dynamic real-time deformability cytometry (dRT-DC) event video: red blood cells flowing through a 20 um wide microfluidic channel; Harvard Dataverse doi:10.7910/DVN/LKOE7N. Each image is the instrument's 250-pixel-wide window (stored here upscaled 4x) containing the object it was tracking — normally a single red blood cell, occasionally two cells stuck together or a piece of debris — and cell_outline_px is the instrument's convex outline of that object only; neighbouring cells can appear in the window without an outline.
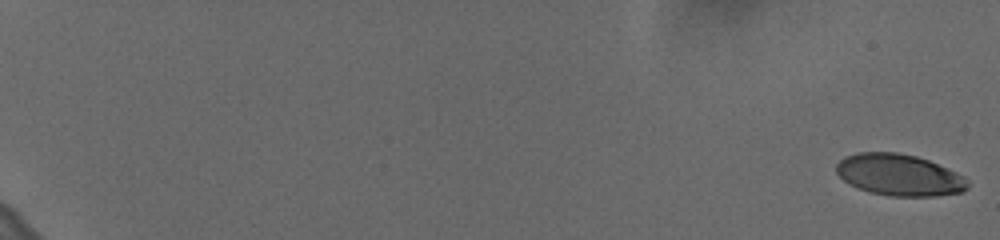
{"species": "human", "species_latin": "Homo sapiens", "temperature_condition": "cold", "stored_images_in_passage": 59, "camera_frame_rate_fps": 3000, "um_per_image_px": 0.085, "donor": {"sex": "female"}, "frame": {"image": 1, "passage_image": 1, "time_ms": 0.0, "image_size_px": [1000, 240], "cell_outline_px": [[968, 188], [964, 192], [936, 196], [888, 196], [868, 192], [856, 188], [848, 184], [836, 172], [836, 164], [844, 156], [856, 152], [896, 152], [916, 156], [928, 160], [956, 172], [964, 176], [968, 180]], "centroid_in_image_um": [76.42, 14.88], "position_along_channel_um": 8.6, "area_um2": 32.14}}
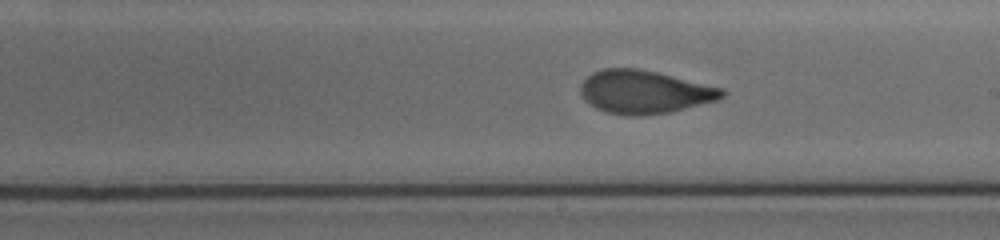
{"frame": {"image": 2, "passage_image": 39, "time_ms": 12.667, "image_size_px": [1000, 240], "cell_outline_px": [[724, 96], [720, 100], [672, 112], [640, 116], [628, 116], [608, 112], [596, 108], [584, 100], [580, 92], [580, 84], [592, 72], [604, 68], [640, 68], [724, 88]], "centroid_in_image_um": [54.79, 7.82], "position_along_channel_um": 234.2, "area_um2": 35.95}}
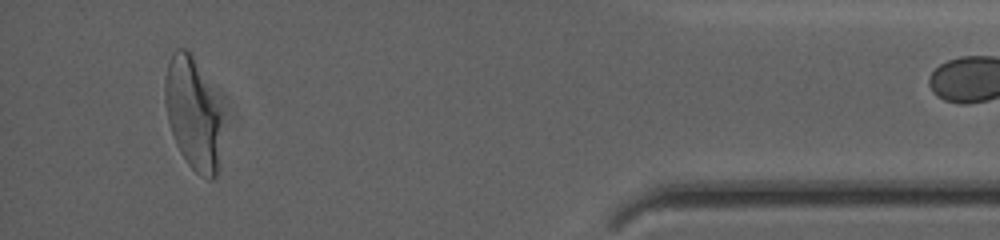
{"frame": {"image": 3, "passage_image": 58, "time_ms": 19.0, "image_size_px": [1000, 240], "cell_outline_px": [[220, 120], [216, 176], [212, 180], [208, 180], [200, 176], [188, 164], [180, 152], [176, 144], [168, 124], [164, 100], [164, 80], [168, 64], [172, 52], [176, 48], [188, 48], [192, 52], [220, 116]], "centroid_in_image_um": [16.31, 9.64], "position_along_channel_um": 418.9, "area_um2": 36.24}}